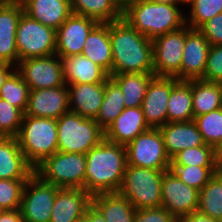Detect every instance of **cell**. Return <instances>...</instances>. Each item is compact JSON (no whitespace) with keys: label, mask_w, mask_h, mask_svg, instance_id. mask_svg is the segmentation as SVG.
Returning a JSON list of instances; mask_svg holds the SVG:
<instances>
[{"label":"cell","mask_w":222,"mask_h":222,"mask_svg":"<svg viewBox=\"0 0 222 222\" xmlns=\"http://www.w3.org/2000/svg\"><path fill=\"white\" fill-rule=\"evenodd\" d=\"M111 75L154 73L153 42L123 18L110 22Z\"/></svg>","instance_id":"cell-1"},{"label":"cell","mask_w":222,"mask_h":222,"mask_svg":"<svg viewBox=\"0 0 222 222\" xmlns=\"http://www.w3.org/2000/svg\"><path fill=\"white\" fill-rule=\"evenodd\" d=\"M85 190L91 195L118 192L127 166L126 148L105 138L86 154Z\"/></svg>","instance_id":"cell-2"},{"label":"cell","mask_w":222,"mask_h":222,"mask_svg":"<svg viewBox=\"0 0 222 222\" xmlns=\"http://www.w3.org/2000/svg\"><path fill=\"white\" fill-rule=\"evenodd\" d=\"M179 4L133 0L122 11V18L147 38H154L178 30L186 25Z\"/></svg>","instance_id":"cell-3"},{"label":"cell","mask_w":222,"mask_h":222,"mask_svg":"<svg viewBox=\"0 0 222 222\" xmlns=\"http://www.w3.org/2000/svg\"><path fill=\"white\" fill-rule=\"evenodd\" d=\"M16 138L25 159L35 168L58 152L56 119L24 116Z\"/></svg>","instance_id":"cell-4"},{"label":"cell","mask_w":222,"mask_h":222,"mask_svg":"<svg viewBox=\"0 0 222 222\" xmlns=\"http://www.w3.org/2000/svg\"><path fill=\"white\" fill-rule=\"evenodd\" d=\"M58 151L86 154L104 138L105 131L95 119H88L71 111L57 120Z\"/></svg>","instance_id":"cell-5"},{"label":"cell","mask_w":222,"mask_h":222,"mask_svg":"<svg viewBox=\"0 0 222 222\" xmlns=\"http://www.w3.org/2000/svg\"><path fill=\"white\" fill-rule=\"evenodd\" d=\"M164 171L167 170L127 165L118 192L127 198L136 210L161 207V187Z\"/></svg>","instance_id":"cell-6"},{"label":"cell","mask_w":222,"mask_h":222,"mask_svg":"<svg viewBox=\"0 0 222 222\" xmlns=\"http://www.w3.org/2000/svg\"><path fill=\"white\" fill-rule=\"evenodd\" d=\"M86 156L83 153L56 152L34 168L42 181L60 188L85 190Z\"/></svg>","instance_id":"cell-7"},{"label":"cell","mask_w":222,"mask_h":222,"mask_svg":"<svg viewBox=\"0 0 222 222\" xmlns=\"http://www.w3.org/2000/svg\"><path fill=\"white\" fill-rule=\"evenodd\" d=\"M19 61L55 54L56 30L22 13L16 31Z\"/></svg>","instance_id":"cell-8"},{"label":"cell","mask_w":222,"mask_h":222,"mask_svg":"<svg viewBox=\"0 0 222 222\" xmlns=\"http://www.w3.org/2000/svg\"><path fill=\"white\" fill-rule=\"evenodd\" d=\"M127 165L154 170H169L170 158L159 128H150L125 146Z\"/></svg>","instance_id":"cell-9"},{"label":"cell","mask_w":222,"mask_h":222,"mask_svg":"<svg viewBox=\"0 0 222 222\" xmlns=\"http://www.w3.org/2000/svg\"><path fill=\"white\" fill-rule=\"evenodd\" d=\"M60 187L42 181L33 174L22 192L20 212L24 222H50L55 197Z\"/></svg>","instance_id":"cell-10"},{"label":"cell","mask_w":222,"mask_h":222,"mask_svg":"<svg viewBox=\"0 0 222 222\" xmlns=\"http://www.w3.org/2000/svg\"><path fill=\"white\" fill-rule=\"evenodd\" d=\"M153 42L155 76L175 77L181 81V63L185 46V26L158 36Z\"/></svg>","instance_id":"cell-11"},{"label":"cell","mask_w":222,"mask_h":222,"mask_svg":"<svg viewBox=\"0 0 222 222\" xmlns=\"http://www.w3.org/2000/svg\"><path fill=\"white\" fill-rule=\"evenodd\" d=\"M16 70L28 85L29 90L66 85L61 57L57 54L21 60Z\"/></svg>","instance_id":"cell-12"},{"label":"cell","mask_w":222,"mask_h":222,"mask_svg":"<svg viewBox=\"0 0 222 222\" xmlns=\"http://www.w3.org/2000/svg\"><path fill=\"white\" fill-rule=\"evenodd\" d=\"M162 205L177 219L196 212L199 205V191L179 180L169 169L162 176Z\"/></svg>","instance_id":"cell-13"},{"label":"cell","mask_w":222,"mask_h":222,"mask_svg":"<svg viewBox=\"0 0 222 222\" xmlns=\"http://www.w3.org/2000/svg\"><path fill=\"white\" fill-rule=\"evenodd\" d=\"M70 111L68 85L30 90L24 116L58 119Z\"/></svg>","instance_id":"cell-14"},{"label":"cell","mask_w":222,"mask_h":222,"mask_svg":"<svg viewBox=\"0 0 222 222\" xmlns=\"http://www.w3.org/2000/svg\"><path fill=\"white\" fill-rule=\"evenodd\" d=\"M98 24L95 19L71 14L56 30V51L59 57L82 54L90 31Z\"/></svg>","instance_id":"cell-15"},{"label":"cell","mask_w":222,"mask_h":222,"mask_svg":"<svg viewBox=\"0 0 222 222\" xmlns=\"http://www.w3.org/2000/svg\"><path fill=\"white\" fill-rule=\"evenodd\" d=\"M209 41L198 29L185 25V46L181 63V81L203 78L210 49Z\"/></svg>","instance_id":"cell-16"},{"label":"cell","mask_w":222,"mask_h":222,"mask_svg":"<svg viewBox=\"0 0 222 222\" xmlns=\"http://www.w3.org/2000/svg\"><path fill=\"white\" fill-rule=\"evenodd\" d=\"M172 90V77L154 76L141 104L144 118L150 128L168 123L167 106Z\"/></svg>","instance_id":"cell-17"},{"label":"cell","mask_w":222,"mask_h":222,"mask_svg":"<svg viewBox=\"0 0 222 222\" xmlns=\"http://www.w3.org/2000/svg\"><path fill=\"white\" fill-rule=\"evenodd\" d=\"M23 5L3 1L0 5V63L17 66L19 62L16 48V31Z\"/></svg>","instance_id":"cell-18"},{"label":"cell","mask_w":222,"mask_h":222,"mask_svg":"<svg viewBox=\"0 0 222 222\" xmlns=\"http://www.w3.org/2000/svg\"><path fill=\"white\" fill-rule=\"evenodd\" d=\"M92 196L83 188H60L52 208L50 222H75L85 215Z\"/></svg>","instance_id":"cell-19"},{"label":"cell","mask_w":222,"mask_h":222,"mask_svg":"<svg viewBox=\"0 0 222 222\" xmlns=\"http://www.w3.org/2000/svg\"><path fill=\"white\" fill-rule=\"evenodd\" d=\"M149 129L141 106L125 108L105 130V139L126 146Z\"/></svg>","instance_id":"cell-20"},{"label":"cell","mask_w":222,"mask_h":222,"mask_svg":"<svg viewBox=\"0 0 222 222\" xmlns=\"http://www.w3.org/2000/svg\"><path fill=\"white\" fill-rule=\"evenodd\" d=\"M164 140V147L167 155L171 159L176 153L206 143L202 138L195 122H169L159 127Z\"/></svg>","instance_id":"cell-21"},{"label":"cell","mask_w":222,"mask_h":222,"mask_svg":"<svg viewBox=\"0 0 222 222\" xmlns=\"http://www.w3.org/2000/svg\"><path fill=\"white\" fill-rule=\"evenodd\" d=\"M33 174L17 138L0 137V179L28 180Z\"/></svg>","instance_id":"cell-22"},{"label":"cell","mask_w":222,"mask_h":222,"mask_svg":"<svg viewBox=\"0 0 222 222\" xmlns=\"http://www.w3.org/2000/svg\"><path fill=\"white\" fill-rule=\"evenodd\" d=\"M105 91V83L68 84L70 111L88 119H96Z\"/></svg>","instance_id":"cell-23"},{"label":"cell","mask_w":222,"mask_h":222,"mask_svg":"<svg viewBox=\"0 0 222 222\" xmlns=\"http://www.w3.org/2000/svg\"><path fill=\"white\" fill-rule=\"evenodd\" d=\"M65 84L105 83L109 75L82 54L61 58Z\"/></svg>","instance_id":"cell-24"},{"label":"cell","mask_w":222,"mask_h":222,"mask_svg":"<svg viewBox=\"0 0 222 222\" xmlns=\"http://www.w3.org/2000/svg\"><path fill=\"white\" fill-rule=\"evenodd\" d=\"M82 55L99 65L111 76L113 65L110 23H98L88 34Z\"/></svg>","instance_id":"cell-25"},{"label":"cell","mask_w":222,"mask_h":222,"mask_svg":"<svg viewBox=\"0 0 222 222\" xmlns=\"http://www.w3.org/2000/svg\"><path fill=\"white\" fill-rule=\"evenodd\" d=\"M23 8L29 17L55 30L72 14L70 0H28Z\"/></svg>","instance_id":"cell-26"},{"label":"cell","mask_w":222,"mask_h":222,"mask_svg":"<svg viewBox=\"0 0 222 222\" xmlns=\"http://www.w3.org/2000/svg\"><path fill=\"white\" fill-rule=\"evenodd\" d=\"M91 204L102 214L105 222H134L136 209L119 192L93 195Z\"/></svg>","instance_id":"cell-27"},{"label":"cell","mask_w":222,"mask_h":222,"mask_svg":"<svg viewBox=\"0 0 222 222\" xmlns=\"http://www.w3.org/2000/svg\"><path fill=\"white\" fill-rule=\"evenodd\" d=\"M169 122H186L194 119L192 104V80L179 81L172 77V90L168 100Z\"/></svg>","instance_id":"cell-28"},{"label":"cell","mask_w":222,"mask_h":222,"mask_svg":"<svg viewBox=\"0 0 222 222\" xmlns=\"http://www.w3.org/2000/svg\"><path fill=\"white\" fill-rule=\"evenodd\" d=\"M154 73L114 74L110 77L119 85L125 108L141 106Z\"/></svg>","instance_id":"cell-29"},{"label":"cell","mask_w":222,"mask_h":222,"mask_svg":"<svg viewBox=\"0 0 222 222\" xmlns=\"http://www.w3.org/2000/svg\"><path fill=\"white\" fill-rule=\"evenodd\" d=\"M72 13L110 23L122 18V11L112 0H70Z\"/></svg>","instance_id":"cell-30"},{"label":"cell","mask_w":222,"mask_h":222,"mask_svg":"<svg viewBox=\"0 0 222 222\" xmlns=\"http://www.w3.org/2000/svg\"><path fill=\"white\" fill-rule=\"evenodd\" d=\"M124 109L122 91L119 85L109 77L105 81L104 98L95 121L105 131Z\"/></svg>","instance_id":"cell-31"},{"label":"cell","mask_w":222,"mask_h":222,"mask_svg":"<svg viewBox=\"0 0 222 222\" xmlns=\"http://www.w3.org/2000/svg\"><path fill=\"white\" fill-rule=\"evenodd\" d=\"M192 104L194 117L222 107L220 89L216 82L192 80Z\"/></svg>","instance_id":"cell-32"},{"label":"cell","mask_w":222,"mask_h":222,"mask_svg":"<svg viewBox=\"0 0 222 222\" xmlns=\"http://www.w3.org/2000/svg\"><path fill=\"white\" fill-rule=\"evenodd\" d=\"M197 211L222 222V170H218L199 191Z\"/></svg>","instance_id":"cell-33"},{"label":"cell","mask_w":222,"mask_h":222,"mask_svg":"<svg viewBox=\"0 0 222 222\" xmlns=\"http://www.w3.org/2000/svg\"><path fill=\"white\" fill-rule=\"evenodd\" d=\"M219 167V152L210 145L186 148L170 159V166Z\"/></svg>","instance_id":"cell-34"},{"label":"cell","mask_w":222,"mask_h":222,"mask_svg":"<svg viewBox=\"0 0 222 222\" xmlns=\"http://www.w3.org/2000/svg\"><path fill=\"white\" fill-rule=\"evenodd\" d=\"M193 121L202 134L204 142L220 152L222 150V107L194 117Z\"/></svg>","instance_id":"cell-35"},{"label":"cell","mask_w":222,"mask_h":222,"mask_svg":"<svg viewBox=\"0 0 222 222\" xmlns=\"http://www.w3.org/2000/svg\"><path fill=\"white\" fill-rule=\"evenodd\" d=\"M29 87L15 69L5 80L0 89V98L20 109L23 113L27 108Z\"/></svg>","instance_id":"cell-36"},{"label":"cell","mask_w":222,"mask_h":222,"mask_svg":"<svg viewBox=\"0 0 222 222\" xmlns=\"http://www.w3.org/2000/svg\"><path fill=\"white\" fill-rule=\"evenodd\" d=\"M190 15L185 17L186 24L198 29L203 23L222 13V0H191Z\"/></svg>","instance_id":"cell-37"},{"label":"cell","mask_w":222,"mask_h":222,"mask_svg":"<svg viewBox=\"0 0 222 222\" xmlns=\"http://www.w3.org/2000/svg\"><path fill=\"white\" fill-rule=\"evenodd\" d=\"M170 170L186 185L200 191L219 170V167L170 166Z\"/></svg>","instance_id":"cell-38"},{"label":"cell","mask_w":222,"mask_h":222,"mask_svg":"<svg viewBox=\"0 0 222 222\" xmlns=\"http://www.w3.org/2000/svg\"><path fill=\"white\" fill-rule=\"evenodd\" d=\"M24 113L9 102L0 98V137L16 138Z\"/></svg>","instance_id":"cell-39"},{"label":"cell","mask_w":222,"mask_h":222,"mask_svg":"<svg viewBox=\"0 0 222 222\" xmlns=\"http://www.w3.org/2000/svg\"><path fill=\"white\" fill-rule=\"evenodd\" d=\"M26 181L0 179V210L20 209L22 192Z\"/></svg>","instance_id":"cell-40"},{"label":"cell","mask_w":222,"mask_h":222,"mask_svg":"<svg viewBox=\"0 0 222 222\" xmlns=\"http://www.w3.org/2000/svg\"><path fill=\"white\" fill-rule=\"evenodd\" d=\"M222 79V45H211L201 80L217 82Z\"/></svg>","instance_id":"cell-41"},{"label":"cell","mask_w":222,"mask_h":222,"mask_svg":"<svg viewBox=\"0 0 222 222\" xmlns=\"http://www.w3.org/2000/svg\"><path fill=\"white\" fill-rule=\"evenodd\" d=\"M134 222H178L166 208H142L135 211Z\"/></svg>","instance_id":"cell-42"},{"label":"cell","mask_w":222,"mask_h":222,"mask_svg":"<svg viewBox=\"0 0 222 222\" xmlns=\"http://www.w3.org/2000/svg\"><path fill=\"white\" fill-rule=\"evenodd\" d=\"M198 30L210 45H222V13L203 23Z\"/></svg>","instance_id":"cell-43"},{"label":"cell","mask_w":222,"mask_h":222,"mask_svg":"<svg viewBox=\"0 0 222 222\" xmlns=\"http://www.w3.org/2000/svg\"><path fill=\"white\" fill-rule=\"evenodd\" d=\"M178 222H220V221L212 219L211 217L203 215L198 211H196L178 218Z\"/></svg>","instance_id":"cell-44"},{"label":"cell","mask_w":222,"mask_h":222,"mask_svg":"<svg viewBox=\"0 0 222 222\" xmlns=\"http://www.w3.org/2000/svg\"><path fill=\"white\" fill-rule=\"evenodd\" d=\"M0 222H24V220L19 209L0 210Z\"/></svg>","instance_id":"cell-45"},{"label":"cell","mask_w":222,"mask_h":222,"mask_svg":"<svg viewBox=\"0 0 222 222\" xmlns=\"http://www.w3.org/2000/svg\"><path fill=\"white\" fill-rule=\"evenodd\" d=\"M88 222H105L102 214L91 204L84 215Z\"/></svg>","instance_id":"cell-46"},{"label":"cell","mask_w":222,"mask_h":222,"mask_svg":"<svg viewBox=\"0 0 222 222\" xmlns=\"http://www.w3.org/2000/svg\"><path fill=\"white\" fill-rule=\"evenodd\" d=\"M16 69L15 66L8 63H0V89L7 77Z\"/></svg>","instance_id":"cell-47"},{"label":"cell","mask_w":222,"mask_h":222,"mask_svg":"<svg viewBox=\"0 0 222 222\" xmlns=\"http://www.w3.org/2000/svg\"><path fill=\"white\" fill-rule=\"evenodd\" d=\"M115 5L123 11L129 4L133 2V0H112Z\"/></svg>","instance_id":"cell-48"},{"label":"cell","mask_w":222,"mask_h":222,"mask_svg":"<svg viewBox=\"0 0 222 222\" xmlns=\"http://www.w3.org/2000/svg\"><path fill=\"white\" fill-rule=\"evenodd\" d=\"M155 3H165V4H180L178 0H148Z\"/></svg>","instance_id":"cell-49"},{"label":"cell","mask_w":222,"mask_h":222,"mask_svg":"<svg viewBox=\"0 0 222 222\" xmlns=\"http://www.w3.org/2000/svg\"><path fill=\"white\" fill-rule=\"evenodd\" d=\"M5 1L10 2V3L19 4V5H23L28 0H5Z\"/></svg>","instance_id":"cell-50"},{"label":"cell","mask_w":222,"mask_h":222,"mask_svg":"<svg viewBox=\"0 0 222 222\" xmlns=\"http://www.w3.org/2000/svg\"><path fill=\"white\" fill-rule=\"evenodd\" d=\"M219 169L222 170V150L219 152Z\"/></svg>","instance_id":"cell-51"},{"label":"cell","mask_w":222,"mask_h":222,"mask_svg":"<svg viewBox=\"0 0 222 222\" xmlns=\"http://www.w3.org/2000/svg\"><path fill=\"white\" fill-rule=\"evenodd\" d=\"M220 89L221 101H222V79L216 82Z\"/></svg>","instance_id":"cell-52"},{"label":"cell","mask_w":222,"mask_h":222,"mask_svg":"<svg viewBox=\"0 0 222 222\" xmlns=\"http://www.w3.org/2000/svg\"><path fill=\"white\" fill-rule=\"evenodd\" d=\"M75 222H88L87 218L85 216L79 218L78 220H76Z\"/></svg>","instance_id":"cell-53"},{"label":"cell","mask_w":222,"mask_h":222,"mask_svg":"<svg viewBox=\"0 0 222 222\" xmlns=\"http://www.w3.org/2000/svg\"><path fill=\"white\" fill-rule=\"evenodd\" d=\"M191 0H178V2L181 4H188Z\"/></svg>","instance_id":"cell-54"}]
</instances>
